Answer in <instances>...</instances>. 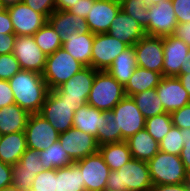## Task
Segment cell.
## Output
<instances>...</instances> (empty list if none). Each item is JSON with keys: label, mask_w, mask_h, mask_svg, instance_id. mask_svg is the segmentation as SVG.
<instances>
[{"label": "cell", "mask_w": 190, "mask_h": 191, "mask_svg": "<svg viewBox=\"0 0 190 191\" xmlns=\"http://www.w3.org/2000/svg\"><path fill=\"white\" fill-rule=\"evenodd\" d=\"M121 10L120 0H96L85 18L93 34L107 33Z\"/></svg>", "instance_id": "ac0fdd59"}, {"label": "cell", "mask_w": 190, "mask_h": 191, "mask_svg": "<svg viewBox=\"0 0 190 191\" xmlns=\"http://www.w3.org/2000/svg\"><path fill=\"white\" fill-rule=\"evenodd\" d=\"M155 89L165 112L171 113L190 103V96L177 77L163 76Z\"/></svg>", "instance_id": "e0dca14e"}, {"label": "cell", "mask_w": 190, "mask_h": 191, "mask_svg": "<svg viewBox=\"0 0 190 191\" xmlns=\"http://www.w3.org/2000/svg\"><path fill=\"white\" fill-rule=\"evenodd\" d=\"M118 129H121L122 141L145 128L146 118L132 97L125 96L113 109Z\"/></svg>", "instance_id": "30bf717a"}, {"label": "cell", "mask_w": 190, "mask_h": 191, "mask_svg": "<svg viewBox=\"0 0 190 191\" xmlns=\"http://www.w3.org/2000/svg\"><path fill=\"white\" fill-rule=\"evenodd\" d=\"M21 70L13 53L0 55V80H10Z\"/></svg>", "instance_id": "ab89813d"}, {"label": "cell", "mask_w": 190, "mask_h": 191, "mask_svg": "<svg viewBox=\"0 0 190 191\" xmlns=\"http://www.w3.org/2000/svg\"><path fill=\"white\" fill-rule=\"evenodd\" d=\"M178 24L190 22V0H171Z\"/></svg>", "instance_id": "ee69618b"}, {"label": "cell", "mask_w": 190, "mask_h": 191, "mask_svg": "<svg viewBox=\"0 0 190 191\" xmlns=\"http://www.w3.org/2000/svg\"><path fill=\"white\" fill-rule=\"evenodd\" d=\"M103 112L90 106L88 103L80 106L74 112L73 127L93 135L97 141V132L100 129V115Z\"/></svg>", "instance_id": "83f0119b"}, {"label": "cell", "mask_w": 190, "mask_h": 191, "mask_svg": "<svg viewBox=\"0 0 190 191\" xmlns=\"http://www.w3.org/2000/svg\"><path fill=\"white\" fill-rule=\"evenodd\" d=\"M79 0H55L56 10H69Z\"/></svg>", "instance_id": "db71d44e"}, {"label": "cell", "mask_w": 190, "mask_h": 191, "mask_svg": "<svg viewBox=\"0 0 190 191\" xmlns=\"http://www.w3.org/2000/svg\"><path fill=\"white\" fill-rule=\"evenodd\" d=\"M29 113L16 103L0 109V134L25 132Z\"/></svg>", "instance_id": "d4e9b609"}, {"label": "cell", "mask_w": 190, "mask_h": 191, "mask_svg": "<svg viewBox=\"0 0 190 191\" xmlns=\"http://www.w3.org/2000/svg\"><path fill=\"white\" fill-rule=\"evenodd\" d=\"M79 107L78 103L62 101L53 90H50L39 114L48 120L56 131L62 133L73 127L74 112Z\"/></svg>", "instance_id": "8992f818"}, {"label": "cell", "mask_w": 190, "mask_h": 191, "mask_svg": "<svg viewBox=\"0 0 190 191\" xmlns=\"http://www.w3.org/2000/svg\"><path fill=\"white\" fill-rule=\"evenodd\" d=\"M22 2L46 19L56 10L55 0H23Z\"/></svg>", "instance_id": "b9f144b4"}, {"label": "cell", "mask_w": 190, "mask_h": 191, "mask_svg": "<svg viewBox=\"0 0 190 191\" xmlns=\"http://www.w3.org/2000/svg\"><path fill=\"white\" fill-rule=\"evenodd\" d=\"M84 67V65L61 47L47 56L42 76L49 90H54Z\"/></svg>", "instance_id": "5b68a950"}, {"label": "cell", "mask_w": 190, "mask_h": 191, "mask_svg": "<svg viewBox=\"0 0 190 191\" xmlns=\"http://www.w3.org/2000/svg\"><path fill=\"white\" fill-rule=\"evenodd\" d=\"M163 47V76H179L181 66H184V60L190 47L174 35L163 37Z\"/></svg>", "instance_id": "d6986e66"}, {"label": "cell", "mask_w": 190, "mask_h": 191, "mask_svg": "<svg viewBox=\"0 0 190 191\" xmlns=\"http://www.w3.org/2000/svg\"><path fill=\"white\" fill-rule=\"evenodd\" d=\"M184 146L181 129L175 126L159 142V151L179 156Z\"/></svg>", "instance_id": "8d00e7d4"}, {"label": "cell", "mask_w": 190, "mask_h": 191, "mask_svg": "<svg viewBox=\"0 0 190 191\" xmlns=\"http://www.w3.org/2000/svg\"><path fill=\"white\" fill-rule=\"evenodd\" d=\"M180 74H190V50L185 57L184 66H181Z\"/></svg>", "instance_id": "9f6ffc18"}, {"label": "cell", "mask_w": 190, "mask_h": 191, "mask_svg": "<svg viewBox=\"0 0 190 191\" xmlns=\"http://www.w3.org/2000/svg\"><path fill=\"white\" fill-rule=\"evenodd\" d=\"M173 126L180 129L190 128V103L170 113Z\"/></svg>", "instance_id": "7bdbcfd3"}, {"label": "cell", "mask_w": 190, "mask_h": 191, "mask_svg": "<svg viewBox=\"0 0 190 191\" xmlns=\"http://www.w3.org/2000/svg\"><path fill=\"white\" fill-rule=\"evenodd\" d=\"M5 8H4V6L2 5V2H1V0H0V12L1 11H3Z\"/></svg>", "instance_id": "6125c7cd"}, {"label": "cell", "mask_w": 190, "mask_h": 191, "mask_svg": "<svg viewBox=\"0 0 190 191\" xmlns=\"http://www.w3.org/2000/svg\"><path fill=\"white\" fill-rule=\"evenodd\" d=\"M58 141L74 162L95 154L99 150L96 138L93 135L74 127L66 132L59 133Z\"/></svg>", "instance_id": "5bb4252c"}, {"label": "cell", "mask_w": 190, "mask_h": 191, "mask_svg": "<svg viewBox=\"0 0 190 191\" xmlns=\"http://www.w3.org/2000/svg\"><path fill=\"white\" fill-rule=\"evenodd\" d=\"M98 151L103 156L110 171L120 169L124 164L132 159V155L126 141L101 145L99 146Z\"/></svg>", "instance_id": "f546056e"}, {"label": "cell", "mask_w": 190, "mask_h": 191, "mask_svg": "<svg viewBox=\"0 0 190 191\" xmlns=\"http://www.w3.org/2000/svg\"><path fill=\"white\" fill-rule=\"evenodd\" d=\"M134 47L137 66L158 72L163 76V37L145 35Z\"/></svg>", "instance_id": "8fae6325"}, {"label": "cell", "mask_w": 190, "mask_h": 191, "mask_svg": "<svg viewBox=\"0 0 190 191\" xmlns=\"http://www.w3.org/2000/svg\"><path fill=\"white\" fill-rule=\"evenodd\" d=\"M0 34H14L11 18L6 8L0 12Z\"/></svg>", "instance_id": "f907efd6"}, {"label": "cell", "mask_w": 190, "mask_h": 191, "mask_svg": "<svg viewBox=\"0 0 190 191\" xmlns=\"http://www.w3.org/2000/svg\"><path fill=\"white\" fill-rule=\"evenodd\" d=\"M34 191H55L56 190V169H44L37 174L33 180Z\"/></svg>", "instance_id": "f35d334b"}, {"label": "cell", "mask_w": 190, "mask_h": 191, "mask_svg": "<svg viewBox=\"0 0 190 191\" xmlns=\"http://www.w3.org/2000/svg\"><path fill=\"white\" fill-rule=\"evenodd\" d=\"M153 186L146 161L130 159L120 169L110 171L107 191H149Z\"/></svg>", "instance_id": "7a4b0ae2"}, {"label": "cell", "mask_w": 190, "mask_h": 191, "mask_svg": "<svg viewBox=\"0 0 190 191\" xmlns=\"http://www.w3.org/2000/svg\"><path fill=\"white\" fill-rule=\"evenodd\" d=\"M97 70L92 67H84L72 78L64 82L53 91L69 103H78L79 106L87 104V99L92 88Z\"/></svg>", "instance_id": "52a82bcc"}, {"label": "cell", "mask_w": 190, "mask_h": 191, "mask_svg": "<svg viewBox=\"0 0 190 191\" xmlns=\"http://www.w3.org/2000/svg\"><path fill=\"white\" fill-rule=\"evenodd\" d=\"M55 191H86L82 172L75 162L56 169Z\"/></svg>", "instance_id": "f1b7e54d"}, {"label": "cell", "mask_w": 190, "mask_h": 191, "mask_svg": "<svg viewBox=\"0 0 190 191\" xmlns=\"http://www.w3.org/2000/svg\"><path fill=\"white\" fill-rule=\"evenodd\" d=\"M8 82L13 91L15 103L19 107L29 114L41 111L50 91L42 74L21 69Z\"/></svg>", "instance_id": "6da1fadb"}, {"label": "cell", "mask_w": 190, "mask_h": 191, "mask_svg": "<svg viewBox=\"0 0 190 191\" xmlns=\"http://www.w3.org/2000/svg\"><path fill=\"white\" fill-rule=\"evenodd\" d=\"M15 103L8 80H0V109Z\"/></svg>", "instance_id": "f6af8a7d"}, {"label": "cell", "mask_w": 190, "mask_h": 191, "mask_svg": "<svg viewBox=\"0 0 190 191\" xmlns=\"http://www.w3.org/2000/svg\"><path fill=\"white\" fill-rule=\"evenodd\" d=\"M37 46L49 56L62 47V41L54 28L47 22L33 35Z\"/></svg>", "instance_id": "836d02e7"}, {"label": "cell", "mask_w": 190, "mask_h": 191, "mask_svg": "<svg viewBox=\"0 0 190 191\" xmlns=\"http://www.w3.org/2000/svg\"><path fill=\"white\" fill-rule=\"evenodd\" d=\"M12 53L22 70L43 73L47 56L37 46L33 36H16Z\"/></svg>", "instance_id": "9a60e30c"}, {"label": "cell", "mask_w": 190, "mask_h": 191, "mask_svg": "<svg viewBox=\"0 0 190 191\" xmlns=\"http://www.w3.org/2000/svg\"><path fill=\"white\" fill-rule=\"evenodd\" d=\"M36 175L34 172L17 170L13 166L12 184L22 191H29L32 189L33 180Z\"/></svg>", "instance_id": "60d3db41"}, {"label": "cell", "mask_w": 190, "mask_h": 191, "mask_svg": "<svg viewBox=\"0 0 190 191\" xmlns=\"http://www.w3.org/2000/svg\"><path fill=\"white\" fill-rule=\"evenodd\" d=\"M183 135V143H190V128L181 129Z\"/></svg>", "instance_id": "6f0895ef"}, {"label": "cell", "mask_w": 190, "mask_h": 191, "mask_svg": "<svg viewBox=\"0 0 190 191\" xmlns=\"http://www.w3.org/2000/svg\"><path fill=\"white\" fill-rule=\"evenodd\" d=\"M147 163L153 185L180 184L190 180L180 156L159 151Z\"/></svg>", "instance_id": "277c9868"}, {"label": "cell", "mask_w": 190, "mask_h": 191, "mask_svg": "<svg viewBox=\"0 0 190 191\" xmlns=\"http://www.w3.org/2000/svg\"><path fill=\"white\" fill-rule=\"evenodd\" d=\"M132 158L148 162L159 152V143L144 128L127 140Z\"/></svg>", "instance_id": "cb8c5ba5"}, {"label": "cell", "mask_w": 190, "mask_h": 191, "mask_svg": "<svg viewBox=\"0 0 190 191\" xmlns=\"http://www.w3.org/2000/svg\"><path fill=\"white\" fill-rule=\"evenodd\" d=\"M121 10L136 20L142 28L148 25L149 4L147 0H120Z\"/></svg>", "instance_id": "d590c367"}, {"label": "cell", "mask_w": 190, "mask_h": 191, "mask_svg": "<svg viewBox=\"0 0 190 191\" xmlns=\"http://www.w3.org/2000/svg\"><path fill=\"white\" fill-rule=\"evenodd\" d=\"M129 46L107 33L95 34L91 67L97 71H107L115 58Z\"/></svg>", "instance_id": "ba28073f"}, {"label": "cell", "mask_w": 190, "mask_h": 191, "mask_svg": "<svg viewBox=\"0 0 190 191\" xmlns=\"http://www.w3.org/2000/svg\"><path fill=\"white\" fill-rule=\"evenodd\" d=\"M13 166L0 161V189L12 184Z\"/></svg>", "instance_id": "7dc6e473"}, {"label": "cell", "mask_w": 190, "mask_h": 191, "mask_svg": "<svg viewBox=\"0 0 190 191\" xmlns=\"http://www.w3.org/2000/svg\"><path fill=\"white\" fill-rule=\"evenodd\" d=\"M95 34H73L62 42V48L85 67H91V56Z\"/></svg>", "instance_id": "7402d4cb"}, {"label": "cell", "mask_w": 190, "mask_h": 191, "mask_svg": "<svg viewBox=\"0 0 190 191\" xmlns=\"http://www.w3.org/2000/svg\"><path fill=\"white\" fill-rule=\"evenodd\" d=\"M62 42L73 34L92 33L85 18L76 16L68 10H55L47 19Z\"/></svg>", "instance_id": "ffe728a7"}, {"label": "cell", "mask_w": 190, "mask_h": 191, "mask_svg": "<svg viewBox=\"0 0 190 191\" xmlns=\"http://www.w3.org/2000/svg\"><path fill=\"white\" fill-rule=\"evenodd\" d=\"M179 156L184 164L186 172L190 175V143H184Z\"/></svg>", "instance_id": "f5cc1de1"}, {"label": "cell", "mask_w": 190, "mask_h": 191, "mask_svg": "<svg viewBox=\"0 0 190 191\" xmlns=\"http://www.w3.org/2000/svg\"><path fill=\"white\" fill-rule=\"evenodd\" d=\"M149 191H190L189 182L180 184H156Z\"/></svg>", "instance_id": "681fc988"}, {"label": "cell", "mask_w": 190, "mask_h": 191, "mask_svg": "<svg viewBox=\"0 0 190 191\" xmlns=\"http://www.w3.org/2000/svg\"><path fill=\"white\" fill-rule=\"evenodd\" d=\"M136 68L137 62L135 47L129 46L115 58L106 72H108L117 82L125 87Z\"/></svg>", "instance_id": "484cf974"}, {"label": "cell", "mask_w": 190, "mask_h": 191, "mask_svg": "<svg viewBox=\"0 0 190 191\" xmlns=\"http://www.w3.org/2000/svg\"><path fill=\"white\" fill-rule=\"evenodd\" d=\"M27 150L25 132L10 133L0 136V161L16 165Z\"/></svg>", "instance_id": "603a6c76"}, {"label": "cell", "mask_w": 190, "mask_h": 191, "mask_svg": "<svg viewBox=\"0 0 190 191\" xmlns=\"http://www.w3.org/2000/svg\"><path fill=\"white\" fill-rule=\"evenodd\" d=\"M39 154L44 169H57L74 163L59 141L40 151Z\"/></svg>", "instance_id": "1f68e13d"}, {"label": "cell", "mask_w": 190, "mask_h": 191, "mask_svg": "<svg viewBox=\"0 0 190 191\" xmlns=\"http://www.w3.org/2000/svg\"><path fill=\"white\" fill-rule=\"evenodd\" d=\"M137 107L147 119L165 113L164 107L159 99L156 89H149L132 96Z\"/></svg>", "instance_id": "d6a6232c"}, {"label": "cell", "mask_w": 190, "mask_h": 191, "mask_svg": "<svg viewBox=\"0 0 190 191\" xmlns=\"http://www.w3.org/2000/svg\"><path fill=\"white\" fill-rule=\"evenodd\" d=\"M107 34L115 37L128 46H134L146 35L144 28H142L136 20L122 10L119 11L112 21Z\"/></svg>", "instance_id": "44dd1931"}, {"label": "cell", "mask_w": 190, "mask_h": 191, "mask_svg": "<svg viewBox=\"0 0 190 191\" xmlns=\"http://www.w3.org/2000/svg\"><path fill=\"white\" fill-rule=\"evenodd\" d=\"M163 76L155 71L137 66L133 75L124 87L125 95L132 97L135 94L149 89H155Z\"/></svg>", "instance_id": "4316f807"}, {"label": "cell", "mask_w": 190, "mask_h": 191, "mask_svg": "<svg viewBox=\"0 0 190 191\" xmlns=\"http://www.w3.org/2000/svg\"><path fill=\"white\" fill-rule=\"evenodd\" d=\"M122 142L121 129H118V125L115 121V114L111 111H104L100 115V129L97 132V144L98 146Z\"/></svg>", "instance_id": "4dcf8cb0"}, {"label": "cell", "mask_w": 190, "mask_h": 191, "mask_svg": "<svg viewBox=\"0 0 190 191\" xmlns=\"http://www.w3.org/2000/svg\"><path fill=\"white\" fill-rule=\"evenodd\" d=\"M173 35L190 47V22L178 24Z\"/></svg>", "instance_id": "816d5d0a"}, {"label": "cell", "mask_w": 190, "mask_h": 191, "mask_svg": "<svg viewBox=\"0 0 190 191\" xmlns=\"http://www.w3.org/2000/svg\"><path fill=\"white\" fill-rule=\"evenodd\" d=\"M0 191H22V190H20L18 187L11 184L3 189H0Z\"/></svg>", "instance_id": "91938a15"}, {"label": "cell", "mask_w": 190, "mask_h": 191, "mask_svg": "<svg viewBox=\"0 0 190 191\" xmlns=\"http://www.w3.org/2000/svg\"><path fill=\"white\" fill-rule=\"evenodd\" d=\"M124 87L106 71H97L87 103L101 111H111L124 97Z\"/></svg>", "instance_id": "3957f363"}, {"label": "cell", "mask_w": 190, "mask_h": 191, "mask_svg": "<svg viewBox=\"0 0 190 191\" xmlns=\"http://www.w3.org/2000/svg\"><path fill=\"white\" fill-rule=\"evenodd\" d=\"M96 0H79L68 11L81 18H86L89 10L94 6Z\"/></svg>", "instance_id": "bcb514c9"}, {"label": "cell", "mask_w": 190, "mask_h": 191, "mask_svg": "<svg viewBox=\"0 0 190 191\" xmlns=\"http://www.w3.org/2000/svg\"><path fill=\"white\" fill-rule=\"evenodd\" d=\"M15 39V34H0V55L13 52Z\"/></svg>", "instance_id": "c3c4849f"}, {"label": "cell", "mask_w": 190, "mask_h": 191, "mask_svg": "<svg viewBox=\"0 0 190 191\" xmlns=\"http://www.w3.org/2000/svg\"><path fill=\"white\" fill-rule=\"evenodd\" d=\"M181 84L183 85V88L188 92V95L190 96V74H180L177 76Z\"/></svg>", "instance_id": "11a10c76"}, {"label": "cell", "mask_w": 190, "mask_h": 191, "mask_svg": "<svg viewBox=\"0 0 190 191\" xmlns=\"http://www.w3.org/2000/svg\"><path fill=\"white\" fill-rule=\"evenodd\" d=\"M150 17L144 29L146 35L164 37L173 35L178 25L171 0H165L148 7Z\"/></svg>", "instance_id": "7c38bea8"}, {"label": "cell", "mask_w": 190, "mask_h": 191, "mask_svg": "<svg viewBox=\"0 0 190 191\" xmlns=\"http://www.w3.org/2000/svg\"><path fill=\"white\" fill-rule=\"evenodd\" d=\"M27 148L42 151L59 139V132L41 114H30L25 128Z\"/></svg>", "instance_id": "9c48e42d"}, {"label": "cell", "mask_w": 190, "mask_h": 191, "mask_svg": "<svg viewBox=\"0 0 190 191\" xmlns=\"http://www.w3.org/2000/svg\"><path fill=\"white\" fill-rule=\"evenodd\" d=\"M75 163L80 167L82 172L86 191L106 190L110 169L99 151L77 160Z\"/></svg>", "instance_id": "4fadbf2b"}, {"label": "cell", "mask_w": 190, "mask_h": 191, "mask_svg": "<svg viewBox=\"0 0 190 191\" xmlns=\"http://www.w3.org/2000/svg\"><path fill=\"white\" fill-rule=\"evenodd\" d=\"M14 167L17 170L34 172L36 174L44 170L39 151L30 148H27L20 161Z\"/></svg>", "instance_id": "74e56055"}, {"label": "cell", "mask_w": 190, "mask_h": 191, "mask_svg": "<svg viewBox=\"0 0 190 191\" xmlns=\"http://www.w3.org/2000/svg\"><path fill=\"white\" fill-rule=\"evenodd\" d=\"M162 1H165V0H147L149 5H155V4L161 3Z\"/></svg>", "instance_id": "94428289"}, {"label": "cell", "mask_w": 190, "mask_h": 191, "mask_svg": "<svg viewBox=\"0 0 190 191\" xmlns=\"http://www.w3.org/2000/svg\"><path fill=\"white\" fill-rule=\"evenodd\" d=\"M23 0H1L2 5L4 6V8H8L11 7L15 4H18L19 2H22Z\"/></svg>", "instance_id": "680465c9"}, {"label": "cell", "mask_w": 190, "mask_h": 191, "mask_svg": "<svg viewBox=\"0 0 190 191\" xmlns=\"http://www.w3.org/2000/svg\"><path fill=\"white\" fill-rule=\"evenodd\" d=\"M16 36H33L47 19L40 13L35 12L24 2H19L7 8Z\"/></svg>", "instance_id": "2e32d148"}, {"label": "cell", "mask_w": 190, "mask_h": 191, "mask_svg": "<svg viewBox=\"0 0 190 191\" xmlns=\"http://www.w3.org/2000/svg\"><path fill=\"white\" fill-rule=\"evenodd\" d=\"M172 126L171 115L168 112L149 117L145 122V129L158 143L165 137Z\"/></svg>", "instance_id": "e575fe53"}]
</instances>
